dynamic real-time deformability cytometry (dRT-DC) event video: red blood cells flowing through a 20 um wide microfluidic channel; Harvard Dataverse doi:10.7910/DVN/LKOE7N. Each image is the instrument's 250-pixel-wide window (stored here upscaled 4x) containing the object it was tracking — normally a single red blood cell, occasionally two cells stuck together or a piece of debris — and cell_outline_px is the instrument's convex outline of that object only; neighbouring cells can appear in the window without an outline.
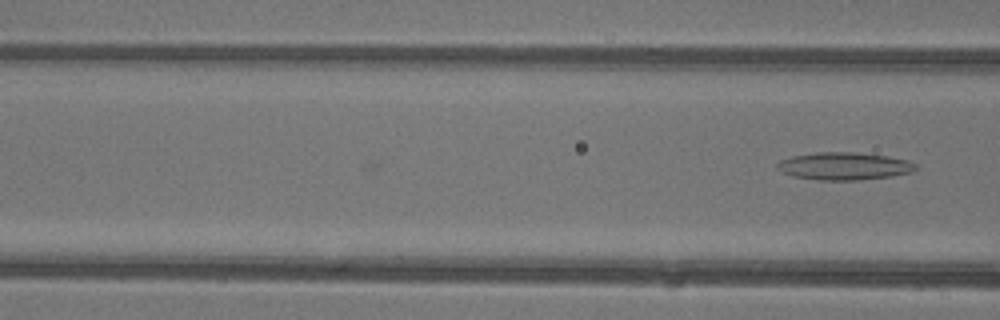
{"species": "common noctule bat (a hibernating species)", "species_latin": "Nyctalus noctula", "temperature_condition": "warm", "stored_images_in_passage": 7, "segment_of_instrument_passage": [2, 2], "camera_frame_rate_fps": 3000, "um_per_image_px": 0.085, "animal": {"sex": "female"}, "frame": {"image": 1, "passage_image": 7, "time_ms": 2.0, "image_size_px": [1000, 320], "cell_outline_px": [[920, 168], [912, 172], [892, 176], [856, 180], [816, 180], [792, 176], [776, 168], [776, 164], [780, 160], [792, 156], [816, 152], [856, 152], [888, 156], [908, 160], [916, 164]], "centroid_in_image_um": [71.77, 14.12], "position_along_channel_um": 94.8, "area_um2": 22.43}}